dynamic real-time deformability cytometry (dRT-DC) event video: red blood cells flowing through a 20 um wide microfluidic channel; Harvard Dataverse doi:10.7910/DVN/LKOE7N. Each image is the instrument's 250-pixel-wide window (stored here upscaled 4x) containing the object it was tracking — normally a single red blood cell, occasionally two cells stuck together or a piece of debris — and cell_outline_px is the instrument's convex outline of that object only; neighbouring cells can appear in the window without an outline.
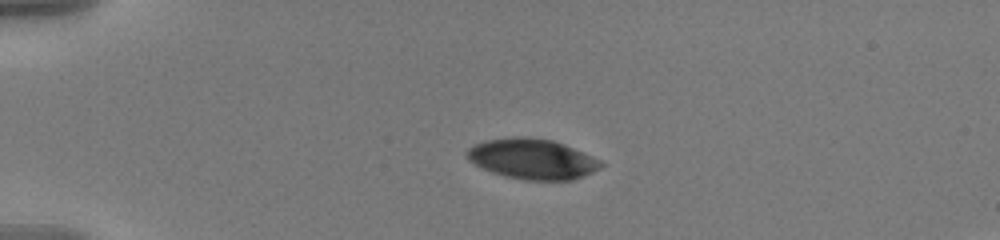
{"species": "human", "species_latin": "Homo sapiens", "temperature_condition": "warm", "stored_images_in_passage": 44, "camera_frame_rate_fps": 3000, "um_per_image_px": 0.085, "donor": {"sex": "male"}, "frame": {"image": 1, "passage_image": 1, "time_ms": 0.0, "image_size_px": [1000, 240], "cell_outline_px": [[604, 164], [600, 168], [584, 176], [572, 180], [524, 180], [504, 176], [492, 172], [468, 160], [464, 152], [468, 148], [484, 140], [512, 136], [524, 136], [552, 140], [564, 144], [592, 156], [600, 160]], "centroid_in_image_um": [45.23, 13.5], "position_along_channel_um": 39.8, "area_um2": 31.56}}
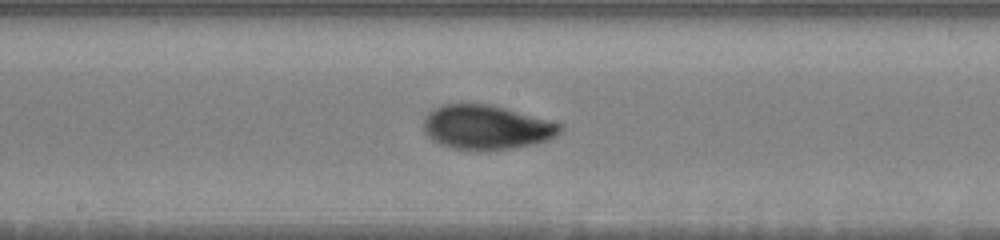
{"frame": {"image": 2, "passage_image": 19, "time_ms": 6.0, "image_size_px": [1000, 240], "cell_outline_px": [[564, 128], [556, 136], [548, 140], [532, 144], [512, 148], [452, 148], [440, 144], [432, 140], [424, 132], [424, 116], [428, 112], [444, 104], [492, 104], [560, 124]], "centroid_in_image_um": [41.32, 10.79], "position_along_channel_um": 206.9, "area_um2": 34.51}}
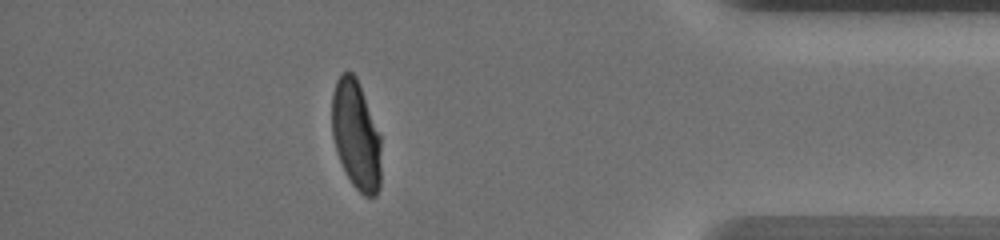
{"frame": {"image": 3, "passage_image": 38, "time_ms": 12.333, "image_size_px": [1000, 240], "cell_outline_px": [[380, 188], [376, 196], [364, 196], [352, 184], [340, 160], [332, 136], [332, 92], [336, 80], [340, 72], [352, 72], [356, 76], [380, 136]], "centroid_in_image_um": [30.25, 11.47], "position_along_channel_um": 404.9, "area_um2": 31.04}, "authors_computed_cell_mechanics": {"area_um2": 33.235, "velocity_mm_per_s": 3.6006, "shape_relaxation_time_tau1_ms": 4.3883, "shape_relaxation_time_tau2_ms": 1.0407, "deformation_change_tau1": 0.1795, "deformation_change_tau2": 0.0513}}